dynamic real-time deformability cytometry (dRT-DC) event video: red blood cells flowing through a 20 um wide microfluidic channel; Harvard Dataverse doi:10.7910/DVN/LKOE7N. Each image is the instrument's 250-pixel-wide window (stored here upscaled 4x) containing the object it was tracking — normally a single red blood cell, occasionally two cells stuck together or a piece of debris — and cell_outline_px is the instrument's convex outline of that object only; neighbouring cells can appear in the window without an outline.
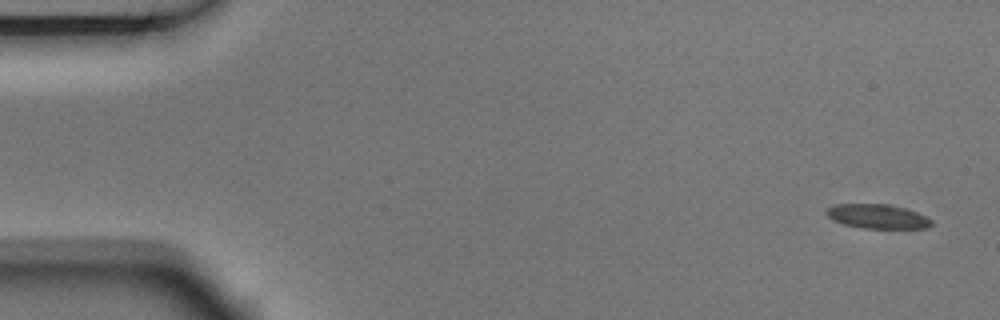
{"species": "Egyptian fruit bat (a non-hibernating species)", "species_latin": "Rousettus aegyptiacus", "temperature_condition": "room temperature", "stored_images_in_passage": 13, "camera_frame_rate_fps": 3000, "um_per_image_px": 0.085, "animal": {"sex": "male"}, "frame": {"image": 1, "passage_image": 1, "time_ms": 0.0, "image_size_px": [1000, 320], "cell_outline_px": [[932, 224], [928, 228], [864, 228], [844, 224], [832, 220], [824, 212], [828, 208], [836, 204], [884, 204], [904, 208], [928, 216], [932, 220]], "centroid_in_image_um": [74.59, 18.4], "position_along_channel_um": 10.4, "area_um2": 14.8}}
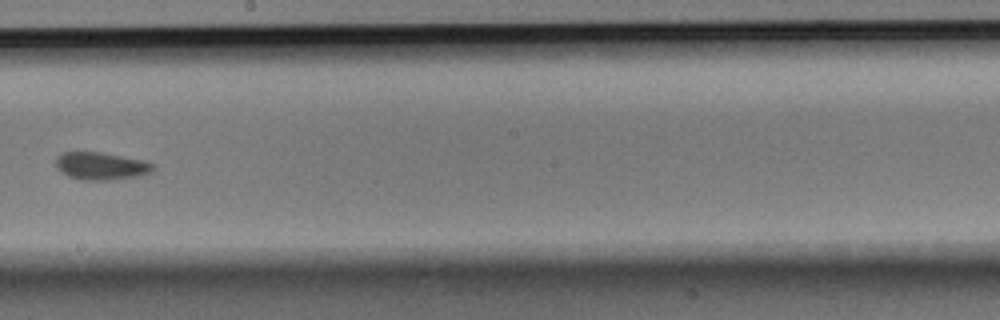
{"frame": {"image": 2, "passage_image": 8, "time_ms": 2.333, "image_size_px": [1000, 320], "cell_outline_px": [[156, 168], [152, 172], [140, 176], [108, 180], [80, 180], [68, 176], [56, 168], [56, 156], [64, 152], [100, 152], [144, 160], [156, 164]], "centroid_in_image_um": [8.63, 14.11], "position_along_channel_um": 239.6, "area_um2": 15.84}}
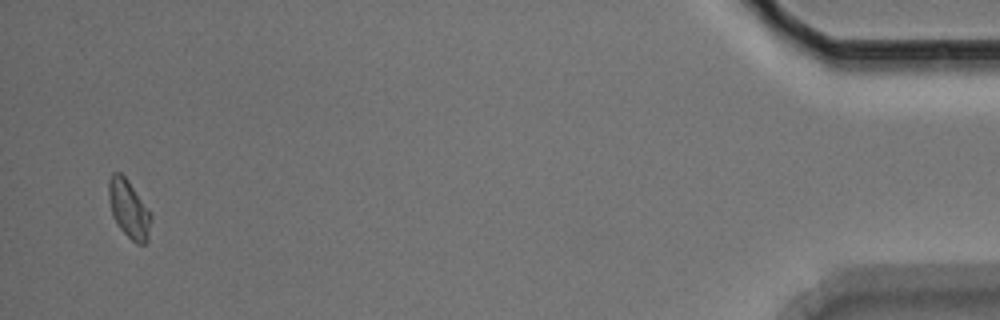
{"frame": {"image": 3, "passage_image": 13, "time_ms": 4.0, "image_size_px": [1000, 320], "cell_outline_px": [[152, 220], [148, 240], [144, 244], [136, 244], [116, 224], [112, 216], [108, 196], [108, 180], [112, 172], [120, 172], [128, 180], [148, 208], [152, 216]], "centroid_in_image_um": [10.95, 17.76], "position_along_channel_um": 424.3, "area_um2": 14.51}}